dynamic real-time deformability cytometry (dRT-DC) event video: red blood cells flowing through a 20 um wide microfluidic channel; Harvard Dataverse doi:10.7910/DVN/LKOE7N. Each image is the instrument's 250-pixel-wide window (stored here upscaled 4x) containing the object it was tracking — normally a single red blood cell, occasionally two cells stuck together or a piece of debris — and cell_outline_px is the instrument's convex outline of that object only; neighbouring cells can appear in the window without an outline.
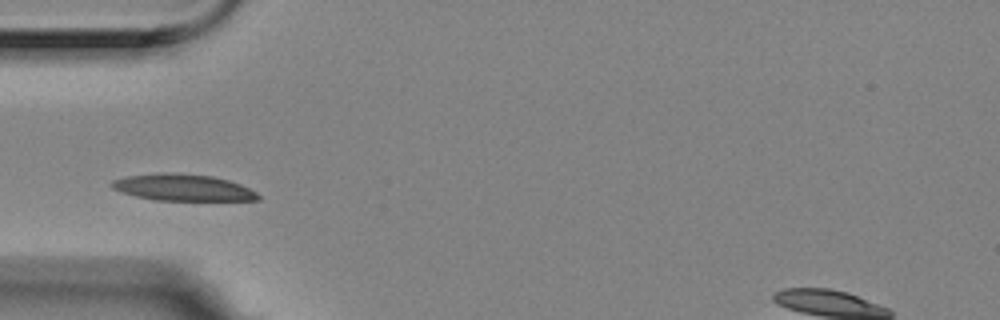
{"species": "Egyptian fruit bat (a non-hibernating species)", "species_latin": "Rousettus aegyptiacus", "temperature_condition": "room temperature", "stored_images_in_passage": 1, "camera_frame_rate_fps": 3000, "um_per_image_px": 0.085, "animal": {"sex": "female"}, "frame": {"image": 1, "passage_image": 1, "time_ms": 0.0, "image_size_px": [1000, 320], "cell_outline_px": [[260, 200], [152, 200], [120, 192], [112, 188], [108, 184], [112, 180], [124, 176], [160, 172], [168, 172], [212, 176], [228, 180], [240, 184], [256, 192], [260, 196]], "centroid_in_image_um": [15.47, 15.93], "position_along_channel_um": 69.5, "area_um2": 22.83}}